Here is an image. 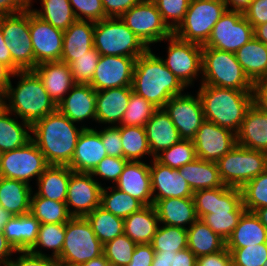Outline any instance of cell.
Returning <instances> with one entry per match:
<instances>
[{
    "label": "cell",
    "instance_id": "6da1fadb",
    "mask_svg": "<svg viewBox=\"0 0 267 266\" xmlns=\"http://www.w3.org/2000/svg\"><path fill=\"white\" fill-rule=\"evenodd\" d=\"M193 200L198 219H202L225 241L246 211L241 188L224 185L202 189L193 192Z\"/></svg>",
    "mask_w": 267,
    "mask_h": 266
},
{
    "label": "cell",
    "instance_id": "7a4b0ae2",
    "mask_svg": "<svg viewBox=\"0 0 267 266\" xmlns=\"http://www.w3.org/2000/svg\"><path fill=\"white\" fill-rule=\"evenodd\" d=\"M84 128L88 127L81 126L79 129L57 109L31 126L32 141L49 165L68 166Z\"/></svg>",
    "mask_w": 267,
    "mask_h": 266
},
{
    "label": "cell",
    "instance_id": "3957f363",
    "mask_svg": "<svg viewBox=\"0 0 267 266\" xmlns=\"http://www.w3.org/2000/svg\"><path fill=\"white\" fill-rule=\"evenodd\" d=\"M20 78L13 88L12 83L1 95V104L12 114L31 126L46 115L57 110V104L48 95L41 79L33 70L13 73ZM8 100V104L7 101Z\"/></svg>",
    "mask_w": 267,
    "mask_h": 266
},
{
    "label": "cell",
    "instance_id": "277c9868",
    "mask_svg": "<svg viewBox=\"0 0 267 266\" xmlns=\"http://www.w3.org/2000/svg\"><path fill=\"white\" fill-rule=\"evenodd\" d=\"M185 88L151 48L136 59L132 90L155 107L164 108L171 97L182 94Z\"/></svg>",
    "mask_w": 267,
    "mask_h": 266
},
{
    "label": "cell",
    "instance_id": "5b68a950",
    "mask_svg": "<svg viewBox=\"0 0 267 266\" xmlns=\"http://www.w3.org/2000/svg\"><path fill=\"white\" fill-rule=\"evenodd\" d=\"M204 118L237 134L245 113L253 103V91H240L201 84L197 93Z\"/></svg>",
    "mask_w": 267,
    "mask_h": 266
},
{
    "label": "cell",
    "instance_id": "8992f818",
    "mask_svg": "<svg viewBox=\"0 0 267 266\" xmlns=\"http://www.w3.org/2000/svg\"><path fill=\"white\" fill-rule=\"evenodd\" d=\"M201 84L253 91V83L244 73L235 53L202 47Z\"/></svg>",
    "mask_w": 267,
    "mask_h": 266
},
{
    "label": "cell",
    "instance_id": "52a82bcc",
    "mask_svg": "<svg viewBox=\"0 0 267 266\" xmlns=\"http://www.w3.org/2000/svg\"><path fill=\"white\" fill-rule=\"evenodd\" d=\"M93 47L105 56L138 58L149 48L119 17L95 22Z\"/></svg>",
    "mask_w": 267,
    "mask_h": 266
},
{
    "label": "cell",
    "instance_id": "ba28073f",
    "mask_svg": "<svg viewBox=\"0 0 267 266\" xmlns=\"http://www.w3.org/2000/svg\"><path fill=\"white\" fill-rule=\"evenodd\" d=\"M103 254V244L85 217H71L65 223V240L60 266H79Z\"/></svg>",
    "mask_w": 267,
    "mask_h": 266
},
{
    "label": "cell",
    "instance_id": "9c48e42d",
    "mask_svg": "<svg viewBox=\"0 0 267 266\" xmlns=\"http://www.w3.org/2000/svg\"><path fill=\"white\" fill-rule=\"evenodd\" d=\"M216 164L224 185L242 188L247 182L267 170V152L251 150L236 144Z\"/></svg>",
    "mask_w": 267,
    "mask_h": 266
},
{
    "label": "cell",
    "instance_id": "30bf717a",
    "mask_svg": "<svg viewBox=\"0 0 267 266\" xmlns=\"http://www.w3.org/2000/svg\"><path fill=\"white\" fill-rule=\"evenodd\" d=\"M226 10L224 0H190L183 21L173 34L181 40L204 45Z\"/></svg>",
    "mask_w": 267,
    "mask_h": 266
},
{
    "label": "cell",
    "instance_id": "8fae6325",
    "mask_svg": "<svg viewBox=\"0 0 267 266\" xmlns=\"http://www.w3.org/2000/svg\"><path fill=\"white\" fill-rule=\"evenodd\" d=\"M0 26L13 60V73L36 67L30 37V7L25 11L0 16Z\"/></svg>",
    "mask_w": 267,
    "mask_h": 266
},
{
    "label": "cell",
    "instance_id": "7c38bea8",
    "mask_svg": "<svg viewBox=\"0 0 267 266\" xmlns=\"http://www.w3.org/2000/svg\"><path fill=\"white\" fill-rule=\"evenodd\" d=\"M119 18L149 49L150 44L164 41L173 34L153 0H140Z\"/></svg>",
    "mask_w": 267,
    "mask_h": 266
},
{
    "label": "cell",
    "instance_id": "4fadbf2b",
    "mask_svg": "<svg viewBox=\"0 0 267 266\" xmlns=\"http://www.w3.org/2000/svg\"><path fill=\"white\" fill-rule=\"evenodd\" d=\"M252 38H254V28L244 17L243 12L226 10L202 47L236 53Z\"/></svg>",
    "mask_w": 267,
    "mask_h": 266
},
{
    "label": "cell",
    "instance_id": "5bb4252c",
    "mask_svg": "<svg viewBox=\"0 0 267 266\" xmlns=\"http://www.w3.org/2000/svg\"><path fill=\"white\" fill-rule=\"evenodd\" d=\"M49 166L45 156L31 140L25 146L1 154L0 176L29 184Z\"/></svg>",
    "mask_w": 267,
    "mask_h": 266
},
{
    "label": "cell",
    "instance_id": "9a60e30c",
    "mask_svg": "<svg viewBox=\"0 0 267 266\" xmlns=\"http://www.w3.org/2000/svg\"><path fill=\"white\" fill-rule=\"evenodd\" d=\"M169 41L165 66L185 86H191L199 73H202V45L179 39L174 34L165 39Z\"/></svg>",
    "mask_w": 267,
    "mask_h": 266
},
{
    "label": "cell",
    "instance_id": "2e32d148",
    "mask_svg": "<svg viewBox=\"0 0 267 266\" xmlns=\"http://www.w3.org/2000/svg\"><path fill=\"white\" fill-rule=\"evenodd\" d=\"M103 186L90 173L73 172L70 175L66 197L71 217H86L100 206ZM70 206L73 208L71 210Z\"/></svg>",
    "mask_w": 267,
    "mask_h": 266
},
{
    "label": "cell",
    "instance_id": "e0dca14e",
    "mask_svg": "<svg viewBox=\"0 0 267 266\" xmlns=\"http://www.w3.org/2000/svg\"><path fill=\"white\" fill-rule=\"evenodd\" d=\"M164 110L169 114L181 139L192 140L205 121L202 102L198 94L196 96L186 93L175 95L166 102Z\"/></svg>",
    "mask_w": 267,
    "mask_h": 266
},
{
    "label": "cell",
    "instance_id": "ac0fdd59",
    "mask_svg": "<svg viewBox=\"0 0 267 266\" xmlns=\"http://www.w3.org/2000/svg\"><path fill=\"white\" fill-rule=\"evenodd\" d=\"M197 158L217 162L237 144L236 134L219 125L204 121L192 139Z\"/></svg>",
    "mask_w": 267,
    "mask_h": 266
},
{
    "label": "cell",
    "instance_id": "d6986e66",
    "mask_svg": "<svg viewBox=\"0 0 267 266\" xmlns=\"http://www.w3.org/2000/svg\"><path fill=\"white\" fill-rule=\"evenodd\" d=\"M63 35V30L41 19L30 7V37L36 66L44 62L61 60Z\"/></svg>",
    "mask_w": 267,
    "mask_h": 266
},
{
    "label": "cell",
    "instance_id": "ffe728a7",
    "mask_svg": "<svg viewBox=\"0 0 267 266\" xmlns=\"http://www.w3.org/2000/svg\"><path fill=\"white\" fill-rule=\"evenodd\" d=\"M136 59L101 55L90 85L96 91L132 87Z\"/></svg>",
    "mask_w": 267,
    "mask_h": 266
},
{
    "label": "cell",
    "instance_id": "44dd1931",
    "mask_svg": "<svg viewBox=\"0 0 267 266\" xmlns=\"http://www.w3.org/2000/svg\"><path fill=\"white\" fill-rule=\"evenodd\" d=\"M150 162H152L150 165V177L153 200L193 198V191L181 176L179 169L163 165L155 158Z\"/></svg>",
    "mask_w": 267,
    "mask_h": 266
},
{
    "label": "cell",
    "instance_id": "7402d4cb",
    "mask_svg": "<svg viewBox=\"0 0 267 266\" xmlns=\"http://www.w3.org/2000/svg\"><path fill=\"white\" fill-rule=\"evenodd\" d=\"M107 156L100 133L95 128H84L78 137L75 152L68 167L73 172L91 173Z\"/></svg>",
    "mask_w": 267,
    "mask_h": 266
},
{
    "label": "cell",
    "instance_id": "603a6c76",
    "mask_svg": "<svg viewBox=\"0 0 267 266\" xmlns=\"http://www.w3.org/2000/svg\"><path fill=\"white\" fill-rule=\"evenodd\" d=\"M115 185L144 205H153L150 165L147 163L128 161Z\"/></svg>",
    "mask_w": 267,
    "mask_h": 266
},
{
    "label": "cell",
    "instance_id": "cb8c5ba5",
    "mask_svg": "<svg viewBox=\"0 0 267 266\" xmlns=\"http://www.w3.org/2000/svg\"><path fill=\"white\" fill-rule=\"evenodd\" d=\"M69 93L57 109L74 123L89 118L96 121V90L90 84L76 83Z\"/></svg>",
    "mask_w": 267,
    "mask_h": 266
},
{
    "label": "cell",
    "instance_id": "d4e9b609",
    "mask_svg": "<svg viewBox=\"0 0 267 266\" xmlns=\"http://www.w3.org/2000/svg\"><path fill=\"white\" fill-rule=\"evenodd\" d=\"M33 71L41 79L48 95L57 105L76 84L70 65L62 61L40 63Z\"/></svg>",
    "mask_w": 267,
    "mask_h": 266
},
{
    "label": "cell",
    "instance_id": "484cf974",
    "mask_svg": "<svg viewBox=\"0 0 267 266\" xmlns=\"http://www.w3.org/2000/svg\"><path fill=\"white\" fill-rule=\"evenodd\" d=\"M132 87H118L96 91V122L121 125L131 97Z\"/></svg>",
    "mask_w": 267,
    "mask_h": 266
},
{
    "label": "cell",
    "instance_id": "4316f807",
    "mask_svg": "<svg viewBox=\"0 0 267 266\" xmlns=\"http://www.w3.org/2000/svg\"><path fill=\"white\" fill-rule=\"evenodd\" d=\"M236 138L240 146L267 152V112L252 103L245 113Z\"/></svg>",
    "mask_w": 267,
    "mask_h": 266
},
{
    "label": "cell",
    "instance_id": "83f0119b",
    "mask_svg": "<svg viewBox=\"0 0 267 266\" xmlns=\"http://www.w3.org/2000/svg\"><path fill=\"white\" fill-rule=\"evenodd\" d=\"M151 156L170 148L181 140L179 132L164 108H158L145 125Z\"/></svg>",
    "mask_w": 267,
    "mask_h": 266
},
{
    "label": "cell",
    "instance_id": "f1b7e54d",
    "mask_svg": "<svg viewBox=\"0 0 267 266\" xmlns=\"http://www.w3.org/2000/svg\"><path fill=\"white\" fill-rule=\"evenodd\" d=\"M95 22L76 20L64 30L61 60L70 65L93 48Z\"/></svg>",
    "mask_w": 267,
    "mask_h": 266
},
{
    "label": "cell",
    "instance_id": "f546056e",
    "mask_svg": "<svg viewBox=\"0 0 267 266\" xmlns=\"http://www.w3.org/2000/svg\"><path fill=\"white\" fill-rule=\"evenodd\" d=\"M153 205L159 223L164 225L187 229L198 219L193 198L153 200Z\"/></svg>",
    "mask_w": 267,
    "mask_h": 266
},
{
    "label": "cell",
    "instance_id": "4dcf8cb0",
    "mask_svg": "<svg viewBox=\"0 0 267 266\" xmlns=\"http://www.w3.org/2000/svg\"><path fill=\"white\" fill-rule=\"evenodd\" d=\"M40 222L29 212L13 216L4 226L3 234L17 251H29L37 240Z\"/></svg>",
    "mask_w": 267,
    "mask_h": 266
},
{
    "label": "cell",
    "instance_id": "1f68e13d",
    "mask_svg": "<svg viewBox=\"0 0 267 266\" xmlns=\"http://www.w3.org/2000/svg\"><path fill=\"white\" fill-rule=\"evenodd\" d=\"M158 224L154 205H145L124 219V234L136 244H151Z\"/></svg>",
    "mask_w": 267,
    "mask_h": 266
},
{
    "label": "cell",
    "instance_id": "d6a6232c",
    "mask_svg": "<svg viewBox=\"0 0 267 266\" xmlns=\"http://www.w3.org/2000/svg\"><path fill=\"white\" fill-rule=\"evenodd\" d=\"M261 243H267V228L254 212L245 211L226 240V248L237 249Z\"/></svg>",
    "mask_w": 267,
    "mask_h": 266
},
{
    "label": "cell",
    "instance_id": "836d02e7",
    "mask_svg": "<svg viewBox=\"0 0 267 266\" xmlns=\"http://www.w3.org/2000/svg\"><path fill=\"white\" fill-rule=\"evenodd\" d=\"M32 193L27 183L0 176V205L12 216L30 212Z\"/></svg>",
    "mask_w": 267,
    "mask_h": 266
},
{
    "label": "cell",
    "instance_id": "e575fe53",
    "mask_svg": "<svg viewBox=\"0 0 267 266\" xmlns=\"http://www.w3.org/2000/svg\"><path fill=\"white\" fill-rule=\"evenodd\" d=\"M193 192L223 187L216 162L196 158L179 169Z\"/></svg>",
    "mask_w": 267,
    "mask_h": 266
},
{
    "label": "cell",
    "instance_id": "d590c367",
    "mask_svg": "<svg viewBox=\"0 0 267 266\" xmlns=\"http://www.w3.org/2000/svg\"><path fill=\"white\" fill-rule=\"evenodd\" d=\"M235 56L253 84L267 77V45L263 42L254 37Z\"/></svg>",
    "mask_w": 267,
    "mask_h": 266
},
{
    "label": "cell",
    "instance_id": "8d00e7d4",
    "mask_svg": "<svg viewBox=\"0 0 267 266\" xmlns=\"http://www.w3.org/2000/svg\"><path fill=\"white\" fill-rule=\"evenodd\" d=\"M11 112L0 104V151H12L25 146L32 140L31 125L10 117ZM28 129V130H27Z\"/></svg>",
    "mask_w": 267,
    "mask_h": 266
},
{
    "label": "cell",
    "instance_id": "74e56055",
    "mask_svg": "<svg viewBox=\"0 0 267 266\" xmlns=\"http://www.w3.org/2000/svg\"><path fill=\"white\" fill-rule=\"evenodd\" d=\"M73 171L68 166L49 165L37 180L39 197L65 202L70 175Z\"/></svg>",
    "mask_w": 267,
    "mask_h": 266
},
{
    "label": "cell",
    "instance_id": "f35d334b",
    "mask_svg": "<svg viewBox=\"0 0 267 266\" xmlns=\"http://www.w3.org/2000/svg\"><path fill=\"white\" fill-rule=\"evenodd\" d=\"M226 247V241L202 220L197 219L187 228V248L196 257L216 253Z\"/></svg>",
    "mask_w": 267,
    "mask_h": 266
},
{
    "label": "cell",
    "instance_id": "ab89813d",
    "mask_svg": "<svg viewBox=\"0 0 267 266\" xmlns=\"http://www.w3.org/2000/svg\"><path fill=\"white\" fill-rule=\"evenodd\" d=\"M85 218L103 245L124 234V219L113 215L100 206Z\"/></svg>",
    "mask_w": 267,
    "mask_h": 266
},
{
    "label": "cell",
    "instance_id": "60d3db41",
    "mask_svg": "<svg viewBox=\"0 0 267 266\" xmlns=\"http://www.w3.org/2000/svg\"><path fill=\"white\" fill-rule=\"evenodd\" d=\"M113 188L110 186L102 188L100 207L104 210L125 219L145 206L141 201L126 192L119 190L115 186ZM108 189L111 190L110 193L107 191Z\"/></svg>",
    "mask_w": 267,
    "mask_h": 266
},
{
    "label": "cell",
    "instance_id": "b9f144b4",
    "mask_svg": "<svg viewBox=\"0 0 267 266\" xmlns=\"http://www.w3.org/2000/svg\"><path fill=\"white\" fill-rule=\"evenodd\" d=\"M120 136L127 161L139 162L146 154L151 156L145 127L120 125Z\"/></svg>",
    "mask_w": 267,
    "mask_h": 266
},
{
    "label": "cell",
    "instance_id": "7bdbcfd3",
    "mask_svg": "<svg viewBox=\"0 0 267 266\" xmlns=\"http://www.w3.org/2000/svg\"><path fill=\"white\" fill-rule=\"evenodd\" d=\"M30 213L41 223H66L70 218L65 202L39 197L32 193Z\"/></svg>",
    "mask_w": 267,
    "mask_h": 266
},
{
    "label": "cell",
    "instance_id": "ee69618b",
    "mask_svg": "<svg viewBox=\"0 0 267 266\" xmlns=\"http://www.w3.org/2000/svg\"><path fill=\"white\" fill-rule=\"evenodd\" d=\"M42 10L32 11L53 27L67 30L77 19L69 0H41Z\"/></svg>",
    "mask_w": 267,
    "mask_h": 266
},
{
    "label": "cell",
    "instance_id": "f6af8a7d",
    "mask_svg": "<svg viewBox=\"0 0 267 266\" xmlns=\"http://www.w3.org/2000/svg\"><path fill=\"white\" fill-rule=\"evenodd\" d=\"M65 240V223H48L40 224L39 232L37 235V240L34 246L29 250V252L39 255V256H50L48 254H43L41 249L37 248H47L52 249V258L57 259L64 245Z\"/></svg>",
    "mask_w": 267,
    "mask_h": 266
},
{
    "label": "cell",
    "instance_id": "bcb514c9",
    "mask_svg": "<svg viewBox=\"0 0 267 266\" xmlns=\"http://www.w3.org/2000/svg\"><path fill=\"white\" fill-rule=\"evenodd\" d=\"M151 245L154 251H164V253L178 252L187 248V229L160 225L153 237Z\"/></svg>",
    "mask_w": 267,
    "mask_h": 266
},
{
    "label": "cell",
    "instance_id": "7dc6e473",
    "mask_svg": "<svg viewBox=\"0 0 267 266\" xmlns=\"http://www.w3.org/2000/svg\"><path fill=\"white\" fill-rule=\"evenodd\" d=\"M157 109L152 103L132 90L121 125L145 127Z\"/></svg>",
    "mask_w": 267,
    "mask_h": 266
},
{
    "label": "cell",
    "instance_id": "c3c4849f",
    "mask_svg": "<svg viewBox=\"0 0 267 266\" xmlns=\"http://www.w3.org/2000/svg\"><path fill=\"white\" fill-rule=\"evenodd\" d=\"M197 158L196 150L192 140L181 139L170 148L162 151L155 159L173 169H180L187 163Z\"/></svg>",
    "mask_w": 267,
    "mask_h": 266
},
{
    "label": "cell",
    "instance_id": "681fc988",
    "mask_svg": "<svg viewBox=\"0 0 267 266\" xmlns=\"http://www.w3.org/2000/svg\"><path fill=\"white\" fill-rule=\"evenodd\" d=\"M241 191L246 211L267 207V170L247 182Z\"/></svg>",
    "mask_w": 267,
    "mask_h": 266
},
{
    "label": "cell",
    "instance_id": "f907efd6",
    "mask_svg": "<svg viewBox=\"0 0 267 266\" xmlns=\"http://www.w3.org/2000/svg\"><path fill=\"white\" fill-rule=\"evenodd\" d=\"M135 248L136 243L126 234H122L103 245V254L111 266H127Z\"/></svg>",
    "mask_w": 267,
    "mask_h": 266
},
{
    "label": "cell",
    "instance_id": "816d5d0a",
    "mask_svg": "<svg viewBox=\"0 0 267 266\" xmlns=\"http://www.w3.org/2000/svg\"><path fill=\"white\" fill-rule=\"evenodd\" d=\"M227 250L231 253L232 266H263L267 261V243Z\"/></svg>",
    "mask_w": 267,
    "mask_h": 266
},
{
    "label": "cell",
    "instance_id": "f5cc1de1",
    "mask_svg": "<svg viewBox=\"0 0 267 266\" xmlns=\"http://www.w3.org/2000/svg\"><path fill=\"white\" fill-rule=\"evenodd\" d=\"M100 57V53L93 47L87 52V54L82 55L73 61L70 64V68L74 82L80 84H90Z\"/></svg>",
    "mask_w": 267,
    "mask_h": 266
},
{
    "label": "cell",
    "instance_id": "db71d44e",
    "mask_svg": "<svg viewBox=\"0 0 267 266\" xmlns=\"http://www.w3.org/2000/svg\"><path fill=\"white\" fill-rule=\"evenodd\" d=\"M163 21L172 31L183 21L190 0H153ZM171 20V22H170Z\"/></svg>",
    "mask_w": 267,
    "mask_h": 266
},
{
    "label": "cell",
    "instance_id": "11a10c76",
    "mask_svg": "<svg viewBox=\"0 0 267 266\" xmlns=\"http://www.w3.org/2000/svg\"><path fill=\"white\" fill-rule=\"evenodd\" d=\"M69 2L77 20L97 22L107 18L101 0H69Z\"/></svg>",
    "mask_w": 267,
    "mask_h": 266
},
{
    "label": "cell",
    "instance_id": "9f6ffc18",
    "mask_svg": "<svg viewBox=\"0 0 267 266\" xmlns=\"http://www.w3.org/2000/svg\"><path fill=\"white\" fill-rule=\"evenodd\" d=\"M127 162L125 158L106 156L90 174L103 177V179L110 180L115 184Z\"/></svg>",
    "mask_w": 267,
    "mask_h": 266
},
{
    "label": "cell",
    "instance_id": "6f0895ef",
    "mask_svg": "<svg viewBox=\"0 0 267 266\" xmlns=\"http://www.w3.org/2000/svg\"><path fill=\"white\" fill-rule=\"evenodd\" d=\"M107 156L123 158V147L120 136V125L104 127L98 131Z\"/></svg>",
    "mask_w": 267,
    "mask_h": 266
},
{
    "label": "cell",
    "instance_id": "680465c9",
    "mask_svg": "<svg viewBox=\"0 0 267 266\" xmlns=\"http://www.w3.org/2000/svg\"><path fill=\"white\" fill-rule=\"evenodd\" d=\"M22 253L16 260H10L7 266H59L58 261L51 256H39L29 251H17Z\"/></svg>",
    "mask_w": 267,
    "mask_h": 266
},
{
    "label": "cell",
    "instance_id": "91938a15",
    "mask_svg": "<svg viewBox=\"0 0 267 266\" xmlns=\"http://www.w3.org/2000/svg\"><path fill=\"white\" fill-rule=\"evenodd\" d=\"M243 15L253 28L267 23V0H253Z\"/></svg>",
    "mask_w": 267,
    "mask_h": 266
},
{
    "label": "cell",
    "instance_id": "94428289",
    "mask_svg": "<svg viewBox=\"0 0 267 266\" xmlns=\"http://www.w3.org/2000/svg\"><path fill=\"white\" fill-rule=\"evenodd\" d=\"M196 266H232L231 253L225 247L216 253L197 257Z\"/></svg>",
    "mask_w": 267,
    "mask_h": 266
},
{
    "label": "cell",
    "instance_id": "6125c7cd",
    "mask_svg": "<svg viewBox=\"0 0 267 266\" xmlns=\"http://www.w3.org/2000/svg\"><path fill=\"white\" fill-rule=\"evenodd\" d=\"M155 251L151 244H136L131 262L127 266H151Z\"/></svg>",
    "mask_w": 267,
    "mask_h": 266
},
{
    "label": "cell",
    "instance_id": "be15d7a7",
    "mask_svg": "<svg viewBox=\"0 0 267 266\" xmlns=\"http://www.w3.org/2000/svg\"><path fill=\"white\" fill-rule=\"evenodd\" d=\"M106 17H120L140 0H101Z\"/></svg>",
    "mask_w": 267,
    "mask_h": 266
},
{
    "label": "cell",
    "instance_id": "e7e4bbea",
    "mask_svg": "<svg viewBox=\"0 0 267 266\" xmlns=\"http://www.w3.org/2000/svg\"><path fill=\"white\" fill-rule=\"evenodd\" d=\"M253 103L267 112V77L254 83Z\"/></svg>",
    "mask_w": 267,
    "mask_h": 266
},
{
    "label": "cell",
    "instance_id": "03108f58",
    "mask_svg": "<svg viewBox=\"0 0 267 266\" xmlns=\"http://www.w3.org/2000/svg\"><path fill=\"white\" fill-rule=\"evenodd\" d=\"M29 8L22 0H0V16L12 15Z\"/></svg>",
    "mask_w": 267,
    "mask_h": 266
},
{
    "label": "cell",
    "instance_id": "003e7915",
    "mask_svg": "<svg viewBox=\"0 0 267 266\" xmlns=\"http://www.w3.org/2000/svg\"><path fill=\"white\" fill-rule=\"evenodd\" d=\"M196 259V255L186 248L172 256V265L170 266H196Z\"/></svg>",
    "mask_w": 267,
    "mask_h": 266
},
{
    "label": "cell",
    "instance_id": "a7ac6f4b",
    "mask_svg": "<svg viewBox=\"0 0 267 266\" xmlns=\"http://www.w3.org/2000/svg\"><path fill=\"white\" fill-rule=\"evenodd\" d=\"M13 253H16V251L6 240L3 231H0V266H7Z\"/></svg>",
    "mask_w": 267,
    "mask_h": 266
},
{
    "label": "cell",
    "instance_id": "89a4df30",
    "mask_svg": "<svg viewBox=\"0 0 267 266\" xmlns=\"http://www.w3.org/2000/svg\"><path fill=\"white\" fill-rule=\"evenodd\" d=\"M4 35L0 26V62L13 72V60L8 47L5 44Z\"/></svg>",
    "mask_w": 267,
    "mask_h": 266
},
{
    "label": "cell",
    "instance_id": "2644e50d",
    "mask_svg": "<svg viewBox=\"0 0 267 266\" xmlns=\"http://www.w3.org/2000/svg\"><path fill=\"white\" fill-rule=\"evenodd\" d=\"M176 252L164 253V251H155L153 262L151 266H170L172 265V256Z\"/></svg>",
    "mask_w": 267,
    "mask_h": 266
},
{
    "label": "cell",
    "instance_id": "8c879c8a",
    "mask_svg": "<svg viewBox=\"0 0 267 266\" xmlns=\"http://www.w3.org/2000/svg\"><path fill=\"white\" fill-rule=\"evenodd\" d=\"M11 76H13V72L0 62V96L6 91L10 84Z\"/></svg>",
    "mask_w": 267,
    "mask_h": 266
},
{
    "label": "cell",
    "instance_id": "753ad0ef",
    "mask_svg": "<svg viewBox=\"0 0 267 266\" xmlns=\"http://www.w3.org/2000/svg\"><path fill=\"white\" fill-rule=\"evenodd\" d=\"M253 0H224L227 10L241 11L244 12L245 9ZM230 6V8H228Z\"/></svg>",
    "mask_w": 267,
    "mask_h": 266
},
{
    "label": "cell",
    "instance_id": "34e18365",
    "mask_svg": "<svg viewBox=\"0 0 267 266\" xmlns=\"http://www.w3.org/2000/svg\"><path fill=\"white\" fill-rule=\"evenodd\" d=\"M254 37L267 45V23L254 27Z\"/></svg>",
    "mask_w": 267,
    "mask_h": 266
},
{
    "label": "cell",
    "instance_id": "11e5206c",
    "mask_svg": "<svg viewBox=\"0 0 267 266\" xmlns=\"http://www.w3.org/2000/svg\"><path fill=\"white\" fill-rule=\"evenodd\" d=\"M79 266H111L110 262L106 259L104 254L91 259L90 261H87Z\"/></svg>",
    "mask_w": 267,
    "mask_h": 266
},
{
    "label": "cell",
    "instance_id": "2a66077c",
    "mask_svg": "<svg viewBox=\"0 0 267 266\" xmlns=\"http://www.w3.org/2000/svg\"><path fill=\"white\" fill-rule=\"evenodd\" d=\"M13 216L0 205V231H3L4 226Z\"/></svg>",
    "mask_w": 267,
    "mask_h": 266
},
{
    "label": "cell",
    "instance_id": "b9fcfbb0",
    "mask_svg": "<svg viewBox=\"0 0 267 266\" xmlns=\"http://www.w3.org/2000/svg\"><path fill=\"white\" fill-rule=\"evenodd\" d=\"M260 222L267 228V207L259 208L254 211Z\"/></svg>",
    "mask_w": 267,
    "mask_h": 266
},
{
    "label": "cell",
    "instance_id": "09005b40",
    "mask_svg": "<svg viewBox=\"0 0 267 266\" xmlns=\"http://www.w3.org/2000/svg\"><path fill=\"white\" fill-rule=\"evenodd\" d=\"M28 7H31L32 5V0H22Z\"/></svg>",
    "mask_w": 267,
    "mask_h": 266
}]
</instances>
